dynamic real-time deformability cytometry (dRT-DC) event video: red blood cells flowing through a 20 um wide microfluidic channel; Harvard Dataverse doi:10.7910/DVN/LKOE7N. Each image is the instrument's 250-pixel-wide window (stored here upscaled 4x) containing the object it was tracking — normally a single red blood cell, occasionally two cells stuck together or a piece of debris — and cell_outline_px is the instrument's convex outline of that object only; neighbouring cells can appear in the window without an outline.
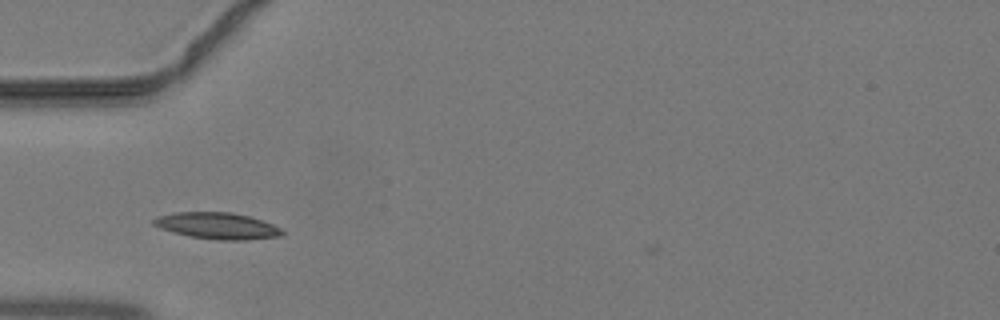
{"species": "common noctule bat (a hibernating species)", "species_latin": "Nyctalus noctula", "temperature_condition": "warm", "stored_images_in_passage": 35, "camera_frame_rate_fps": 3000, "um_per_image_px": 0.085, "animal": {"sex": "male", "body_mass_g": 19.2, "forearm_length_mm": 51.8}, "frame": {"image": 1, "passage_image": 5, "time_ms": 1.333, "image_size_px": [1000, 320], "cell_outline_px": [[284, 232], [280, 236], [244, 240], [220, 240], [188, 236], [172, 232], [160, 228], [152, 224], [152, 220], [160, 216], [172, 212], [232, 212], [248, 216], [272, 224], [280, 228]], "centroid_in_image_um": [18.44, 19.19], "position_along_channel_um": 66.6, "area_um2": 19.71}}
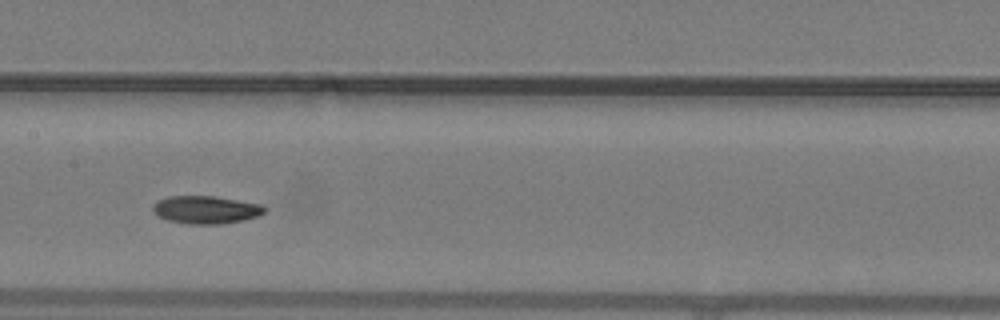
{"frame": {"image": 2, "passage_image": 13, "time_ms": 4.0, "image_size_px": [1000, 320], "cell_outline_px": [[268, 208], [264, 212], [256, 216], [244, 220], [224, 224], [188, 224], [168, 220], [160, 216], [152, 208], [160, 200], [168, 196], [212, 196], [260, 204]], "centroid_in_image_um": [17.54, 17.83], "position_along_channel_um": 189.9, "area_um2": 17.8}}
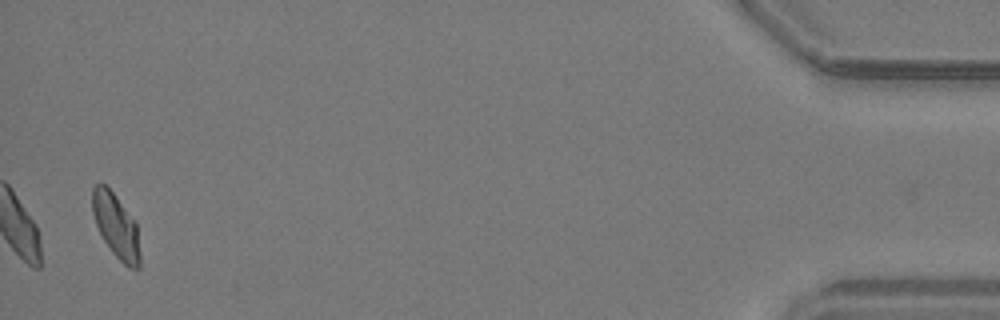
{"frame": {"image": 3, "passage_image": 34, "time_ms": 11.0, "image_size_px": [1000, 320], "cell_outline_px": [[140, 268], [128, 268], [112, 252], [104, 240], [96, 224], [92, 212], [92, 188], [96, 184], [104, 184], [112, 192], [136, 224], [140, 252]], "centroid_in_image_um": [9.86, 19.23], "position_along_channel_um": 425.3, "area_um2": 17.4}}